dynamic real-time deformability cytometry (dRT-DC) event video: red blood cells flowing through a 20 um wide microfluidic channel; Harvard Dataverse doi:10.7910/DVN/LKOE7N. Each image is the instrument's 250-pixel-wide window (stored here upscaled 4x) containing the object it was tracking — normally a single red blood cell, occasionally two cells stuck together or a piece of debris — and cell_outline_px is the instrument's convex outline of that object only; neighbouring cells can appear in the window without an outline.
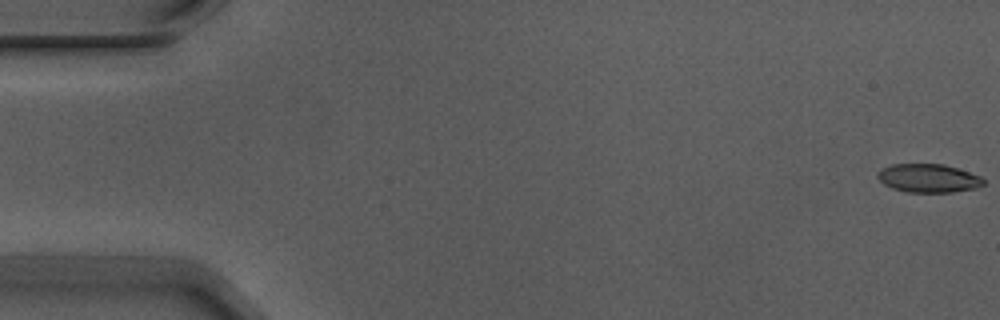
{"species": "Egyptian fruit bat (a non-hibernating species)", "species_latin": "Rousettus aegyptiacus", "temperature_condition": "warm", "stored_images_in_passage": 5, "camera_frame_rate_fps": 3000, "um_per_image_px": 0.085, "animal": {"sex": "male"}, "frame": {"image": 1, "passage_image": 1, "time_ms": 0.0, "image_size_px": [1000, 320], "cell_outline_px": [[984, 184], [976, 188], [952, 192], [908, 192], [892, 188], [884, 184], [876, 176], [880, 168], [892, 164], [944, 164], [980, 176], [984, 180]], "centroid_in_image_um": [78.89, 15.14], "position_along_channel_um": 6.1, "area_um2": 17.51}}
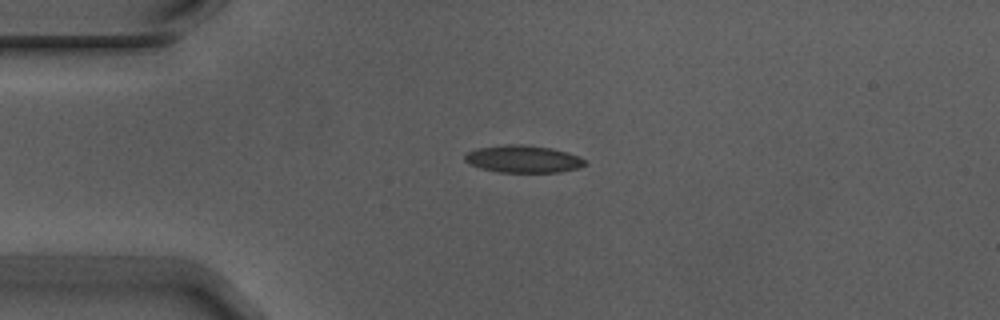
{"frame": {"image": 2, "passage_image": 4, "time_ms": 1.0, "image_size_px": [1000, 320], "cell_outline_px": [[588, 164], [580, 168], [560, 172], [500, 172], [480, 168], [464, 160], [464, 156], [468, 152], [476, 148], [508, 144], [520, 144], [552, 148], [568, 152], [584, 160]], "centroid_in_image_um": [44.49, 13.51], "position_along_channel_um": 40.5, "area_um2": 19.07}}